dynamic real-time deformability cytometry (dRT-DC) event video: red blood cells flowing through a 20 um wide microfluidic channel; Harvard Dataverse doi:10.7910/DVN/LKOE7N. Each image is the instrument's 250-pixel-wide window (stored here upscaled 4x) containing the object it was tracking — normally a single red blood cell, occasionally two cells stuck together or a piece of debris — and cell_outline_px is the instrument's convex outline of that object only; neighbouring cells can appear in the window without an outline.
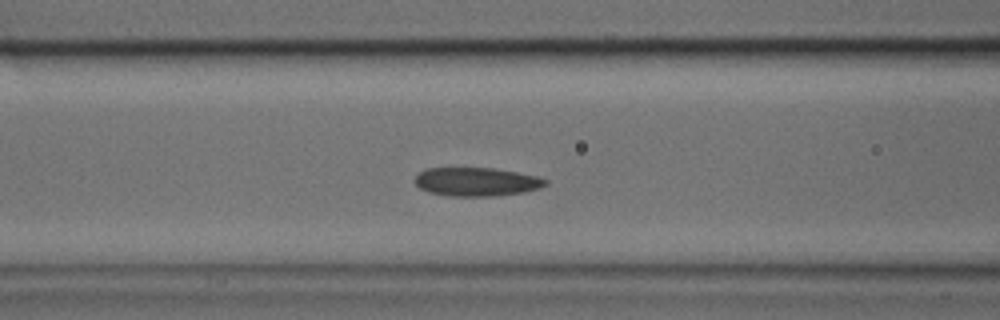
{"species": "common noctule bat (a hibernating species)", "species_latin": "Nyctalus noctula", "temperature_condition": "cold", "stored_images_in_passage": 29, "camera_frame_rate_fps": 3000, "um_per_image_px": 0.085, "animal": {"sex": "male", "body_mass_g": 17.9, "forearm_length_mm": 54.2}, "frame": {"image": 1, "passage_image": 5, "time_ms": 1.333, "image_size_px": [1000, 320], "cell_outline_px": [[548, 184], [540, 188], [524, 192], [496, 196], [452, 196], [428, 192], [420, 188], [416, 184], [416, 176], [424, 168], [492, 168], [516, 172], [536, 176], [548, 180]], "centroid_in_image_um": [40.52, 15.45], "position_along_channel_um": 126.1, "area_um2": 21.73}}
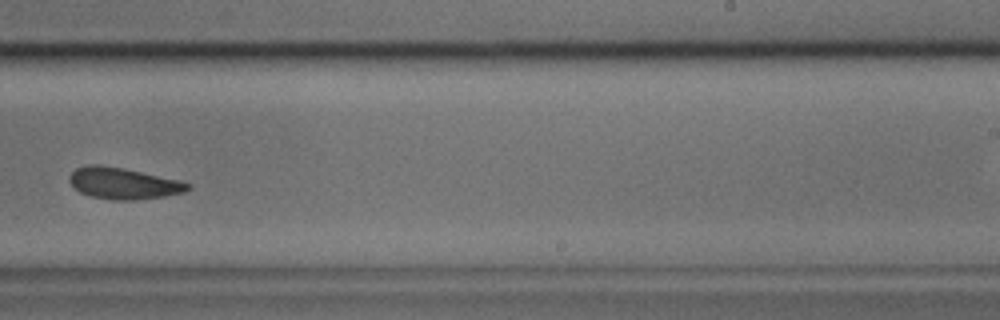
{"frame": {"image": 2, "passage_image": 14, "time_ms": 4.333, "image_size_px": [1000, 320], "cell_outline_px": [[192, 188], [184, 192], [164, 196], [132, 200], [112, 200], [88, 196], [80, 192], [68, 180], [68, 176], [76, 168], [88, 164], [100, 164], [124, 168], [176, 180], [192, 184]], "centroid_in_image_um": [10.45, 15.58], "position_along_channel_um": 278.6, "area_um2": 21.62}}
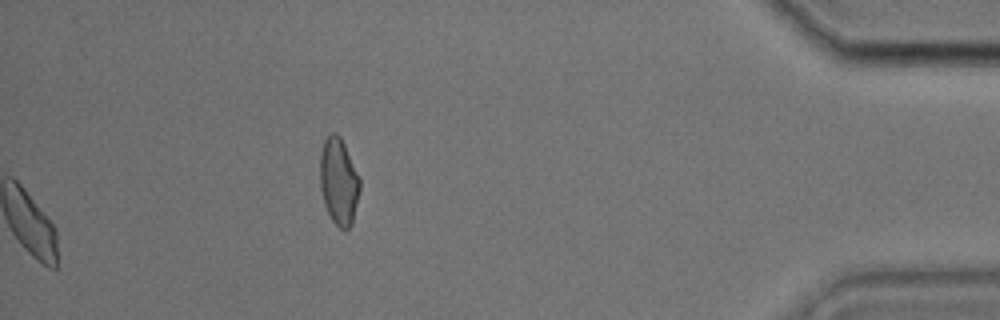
{"frame": {"image": 3, "passage_image": 29, "time_ms": 9.333, "image_size_px": [1000, 320], "cell_outline_px": [[360, 188], [352, 224], [348, 228], [340, 228], [332, 220], [324, 204], [320, 188], [320, 152], [324, 140], [332, 132], [336, 132], [340, 136], [360, 176]], "centroid_in_image_um": [28.79, 15.39], "position_along_channel_um": 406.4, "area_um2": 20.17}}